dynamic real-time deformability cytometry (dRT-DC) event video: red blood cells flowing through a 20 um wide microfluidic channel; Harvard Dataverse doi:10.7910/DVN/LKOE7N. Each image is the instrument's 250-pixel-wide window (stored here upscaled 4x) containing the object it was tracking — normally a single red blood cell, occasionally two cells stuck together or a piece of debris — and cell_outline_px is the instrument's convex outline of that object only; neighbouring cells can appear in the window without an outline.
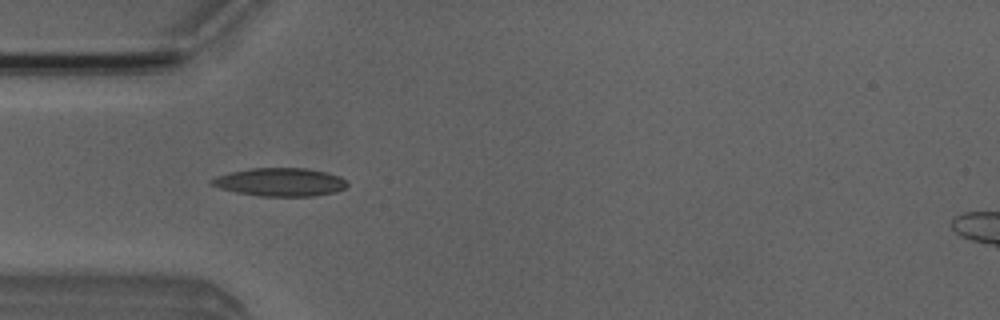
{"species": "Egyptian fruit bat (a non-hibernating species)", "species_latin": "Rousettus aegyptiacus", "temperature_condition": "room temperature", "stored_images_in_passage": 6, "camera_frame_rate_fps": 3000, "um_per_image_px": 0.085, "animal": {"sex": "male"}, "frame": {"image": 1, "passage_image": 4, "time_ms": 3.667, "image_size_px": [1000, 320], "cell_outline_px": [[348, 184], [344, 188], [336, 192], [312, 196], [260, 196], [236, 192], [220, 188], [208, 184], [208, 180], [216, 176], [232, 172], [252, 168], [304, 168], [324, 172], [340, 176]], "centroid_in_image_um": [23.77, 15.48], "position_along_channel_um": 61.2, "area_um2": 22.2}}